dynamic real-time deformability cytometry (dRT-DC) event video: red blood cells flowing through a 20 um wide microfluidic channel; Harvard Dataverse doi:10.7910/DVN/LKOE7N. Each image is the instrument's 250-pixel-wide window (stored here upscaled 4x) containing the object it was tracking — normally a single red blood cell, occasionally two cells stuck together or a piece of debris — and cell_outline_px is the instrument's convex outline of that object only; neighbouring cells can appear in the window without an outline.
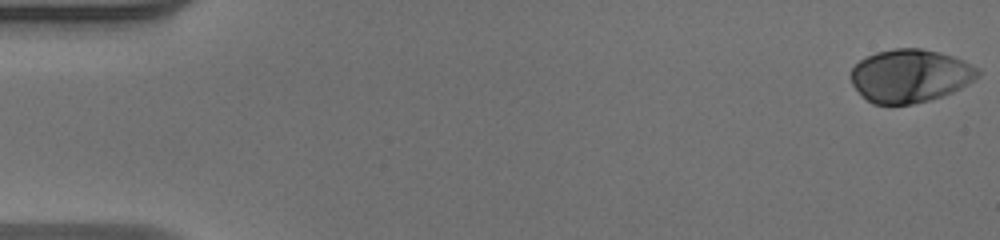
{"species": "human", "species_latin": "Homo sapiens", "temperature_condition": "warm", "stored_images_in_passage": 52, "camera_frame_rate_fps": 3000, "um_per_image_px": 0.085, "donor": {"sex": "male"}, "frame": {"image": 1, "passage_image": 1, "time_ms": 0.0, "image_size_px": [1000, 240], "cell_outline_px": [[980, 76], [960, 88], [952, 92], [928, 100], [912, 104], [872, 104], [852, 84], [848, 76], [852, 68], [860, 60], [876, 52], [892, 48], [920, 48], [940, 52], [952, 56], [980, 68]], "centroid_in_image_um": [77.35, 6.43], "position_along_channel_um": 7.7, "area_um2": 39.25}}
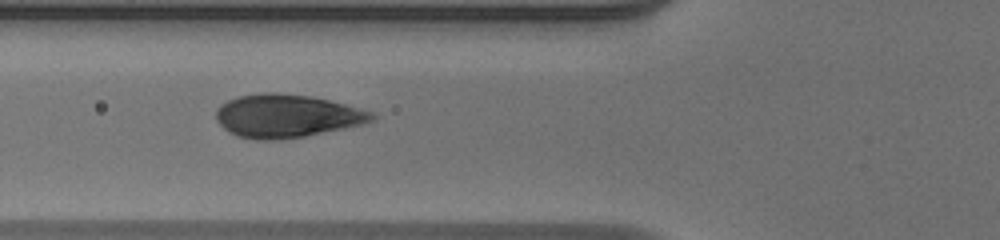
{"frame": {"image": 2, "passage_image": 20, "time_ms": 6.333, "image_size_px": [1000, 240], "cell_outline_px": [[376, 116], [372, 120], [364, 124], [304, 136], [276, 140], [260, 140], [236, 136], [228, 132], [216, 120], [216, 108], [220, 104], [228, 100], [240, 96], [264, 92], [276, 92], [308, 96], [328, 100], [360, 108], [372, 112]], "centroid_in_image_um": [24.33, 9.86], "position_along_channel_um": 101.5, "area_um2": 39.02}}
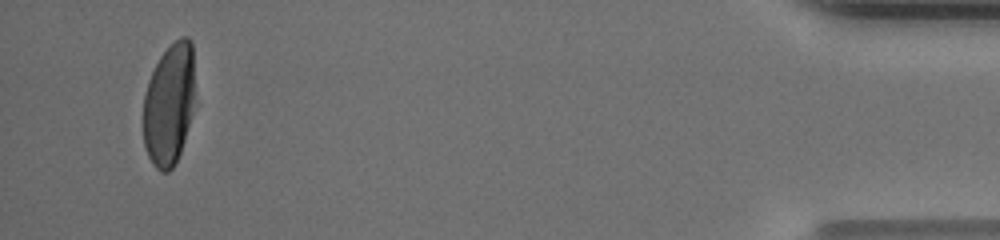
{"frame": {"image": 3, "passage_image": 50, "time_ms": 16.333, "image_size_px": [1000, 240], "cell_outline_px": [[192, 112], [184, 140], [176, 164], [168, 172], [160, 172], [152, 164], [148, 156], [144, 144], [144, 96], [148, 80], [160, 56], [180, 36], [188, 36], [192, 40]], "centroid_in_image_um": [14.35, 8.9], "position_along_channel_um": 420.9, "area_um2": 36.13}, "authors_computed_cell_mechanics": {"area_um2": 39.1884, "velocity_mm_per_s": 3.9619, "shape_relaxation_time_tau1_ms": 3.4077, "shape_relaxation_time_tau2_ms": null, "deformation_change_tau1": 0.2188, "deformation_change_tau2": null}}